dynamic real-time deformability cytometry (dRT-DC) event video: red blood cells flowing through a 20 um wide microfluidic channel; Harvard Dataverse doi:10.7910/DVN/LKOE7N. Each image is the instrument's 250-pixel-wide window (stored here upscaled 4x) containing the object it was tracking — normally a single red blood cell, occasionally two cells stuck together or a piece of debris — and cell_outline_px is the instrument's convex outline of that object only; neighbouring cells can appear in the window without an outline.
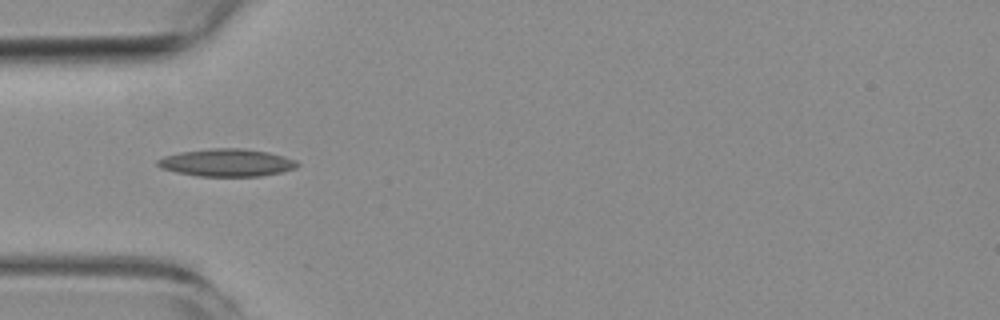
{"species": "common noctule bat (a hibernating species)", "species_latin": "Nyctalus noctula", "temperature_condition": "room temperature", "stored_images_in_passage": 8, "camera_frame_rate_fps": 3000, "um_per_image_px": 0.085, "animal": {"sex": "female", "body_mass_g": 19.3, "forearm_length_mm": 54.1}, "frame": {"image": 1, "passage_image": 4, "time_ms": 4.333, "image_size_px": [1000, 320], "cell_outline_px": [[300, 164], [296, 168], [284, 172], [260, 176], [196, 176], [176, 172], [160, 168], [156, 164], [156, 160], [164, 156], [180, 152], [212, 148], [244, 148], [268, 152], [284, 156], [296, 160]], "centroid_in_image_um": [19.29, 13.82], "position_along_channel_um": 65.7, "area_um2": 22.66}}
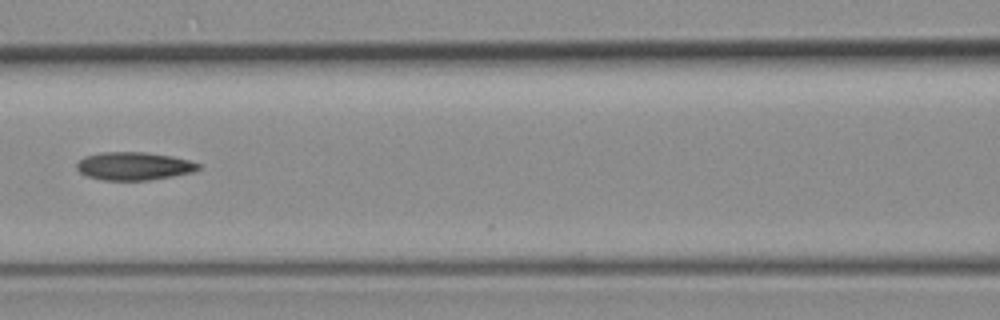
{"frame": {"image": 2, "passage_image": 6, "time_ms": 6.667, "image_size_px": [1000, 320], "cell_outline_px": [[200, 168], [196, 172], [148, 180], [100, 180], [88, 176], [80, 172], [76, 168], [76, 164], [84, 156], [100, 152], [144, 152], [172, 156], [188, 160], [200, 164]], "centroid_in_image_um": [11.38, 14.11], "position_along_channel_um": 155.2, "area_um2": 19.94}}
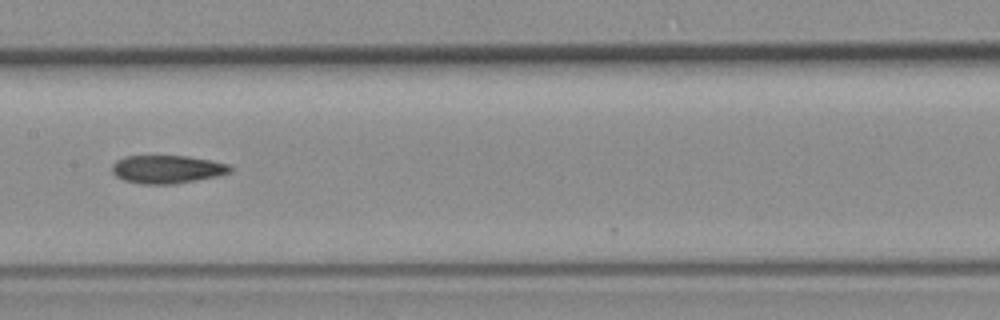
{"frame": {"image": 3, "passage_image": 7, "time_ms": 7.667, "image_size_px": [1000, 320], "cell_outline_px": [[232, 172], [216, 176], [176, 184], [140, 184], [124, 180], [116, 176], [112, 172], [112, 164], [116, 160], [124, 156], [188, 156], [228, 164], [232, 168]], "centroid_in_image_um": [14.18, 14.39], "position_along_channel_um": 193.2, "area_um2": 19.36}}